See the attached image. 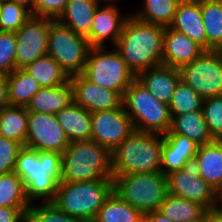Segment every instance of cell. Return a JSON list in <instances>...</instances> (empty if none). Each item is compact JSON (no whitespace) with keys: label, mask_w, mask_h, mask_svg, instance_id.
<instances>
[{"label":"cell","mask_w":222,"mask_h":222,"mask_svg":"<svg viewBox=\"0 0 222 222\" xmlns=\"http://www.w3.org/2000/svg\"><path fill=\"white\" fill-rule=\"evenodd\" d=\"M62 154L23 147L17 156L14 172L23 180L27 200L52 202L61 183Z\"/></svg>","instance_id":"1"},{"label":"cell","mask_w":222,"mask_h":222,"mask_svg":"<svg viewBox=\"0 0 222 222\" xmlns=\"http://www.w3.org/2000/svg\"><path fill=\"white\" fill-rule=\"evenodd\" d=\"M164 31V27L142 22L131 14L125 21L114 47L136 76L162 64Z\"/></svg>","instance_id":"2"},{"label":"cell","mask_w":222,"mask_h":222,"mask_svg":"<svg viewBox=\"0 0 222 222\" xmlns=\"http://www.w3.org/2000/svg\"><path fill=\"white\" fill-rule=\"evenodd\" d=\"M163 135L135 130L112 152L113 179L129 173L161 171Z\"/></svg>","instance_id":"3"},{"label":"cell","mask_w":222,"mask_h":222,"mask_svg":"<svg viewBox=\"0 0 222 222\" xmlns=\"http://www.w3.org/2000/svg\"><path fill=\"white\" fill-rule=\"evenodd\" d=\"M113 178L111 151L95 141H74L62 153L61 182Z\"/></svg>","instance_id":"4"},{"label":"cell","mask_w":222,"mask_h":222,"mask_svg":"<svg viewBox=\"0 0 222 222\" xmlns=\"http://www.w3.org/2000/svg\"><path fill=\"white\" fill-rule=\"evenodd\" d=\"M113 190V178L86 182H61L58 183L57 193L52 202L72 217L84 222H93Z\"/></svg>","instance_id":"5"},{"label":"cell","mask_w":222,"mask_h":222,"mask_svg":"<svg viewBox=\"0 0 222 222\" xmlns=\"http://www.w3.org/2000/svg\"><path fill=\"white\" fill-rule=\"evenodd\" d=\"M122 105L135 130L165 135L172 126L169 105L160 102L137 79L124 93Z\"/></svg>","instance_id":"6"},{"label":"cell","mask_w":222,"mask_h":222,"mask_svg":"<svg viewBox=\"0 0 222 222\" xmlns=\"http://www.w3.org/2000/svg\"><path fill=\"white\" fill-rule=\"evenodd\" d=\"M114 190L144 214L158 211L168 194L167 175L161 171L120 175L114 179Z\"/></svg>","instance_id":"7"},{"label":"cell","mask_w":222,"mask_h":222,"mask_svg":"<svg viewBox=\"0 0 222 222\" xmlns=\"http://www.w3.org/2000/svg\"><path fill=\"white\" fill-rule=\"evenodd\" d=\"M92 47L82 75L94 84L118 92L122 97L136 75L113 46Z\"/></svg>","instance_id":"8"},{"label":"cell","mask_w":222,"mask_h":222,"mask_svg":"<svg viewBox=\"0 0 222 222\" xmlns=\"http://www.w3.org/2000/svg\"><path fill=\"white\" fill-rule=\"evenodd\" d=\"M91 48L86 36L50 18L47 54L69 77L82 74Z\"/></svg>","instance_id":"9"},{"label":"cell","mask_w":222,"mask_h":222,"mask_svg":"<svg viewBox=\"0 0 222 222\" xmlns=\"http://www.w3.org/2000/svg\"><path fill=\"white\" fill-rule=\"evenodd\" d=\"M179 71L181 80L203 99L222 96V55L219 50H205Z\"/></svg>","instance_id":"10"},{"label":"cell","mask_w":222,"mask_h":222,"mask_svg":"<svg viewBox=\"0 0 222 222\" xmlns=\"http://www.w3.org/2000/svg\"><path fill=\"white\" fill-rule=\"evenodd\" d=\"M50 18L31 16L15 32L16 69H23L38 58L47 54Z\"/></svg>","instance_id":"11"},{"label":"cell","mask_w":222,"mask_h":222,"mask_svg":"<svg viewBox=\"0 0 222 222\" xmlns=\"http://www.w3.org/2000/svg\"><path fill=\"white\" fill-rule=\"evenodd\" d=\"M69 143L54 114L29 112L25 147L62 154Z\"/></svg>","instance_id":"12"},{"label":"cell","mask_w":222,"mask_h":222,"mask_svg":"<svg viewBox=\"0 0 222 222\" xmlns=\"http://www.w3.org/2000/svg\"><path fill=\"white\" fill-rule=\"evenodd\" d=\"M91 140L108 148L111 152L135 131L123 105L120 108L96 111L91 114Z\"/></svg>","instance_id":"13"},{"label":"cell","mask_w":222,"mask_h":222,"mask_svg":"<svg viewBox=\"0 0 222 222\" xmlns=\"http://www.w3.org/2000/svg\"><path fill=\"white\" fill-rule=\"evenodd\" d=\"M168 194L203 205L208 211L216 209L217 192L199 175L193 165L167 175Z\"/></svg>","instance_id":"14"},{"label":"cell","mask_w":222,"mask_h":222,"mask_svg":"<svg viewBox=\"0 0 222 222\" xmlns=\"http://www.w3.org/2000/svg\"><path fill=\"white\" fill-rule=\"evenodd\" d=\"M69 82L73 88L74 103L91 113L122 106L123 97L118 92L94 84L82 74L70 76Z\"/></svg>","instance_id":"15"},{"label":"cell","mask_w":222,"mask_h":222,"mask_svg":"<svg viewBox=\"0 0 222 222\" xmlns=\"http://www.w3.org/2000/svg\"><path fill=\"white\" fill-rule=\"evenodd\" d=\"M121 12L116 4H107L98 6L95 11L91 25V31L86 36L92 47H106L111 43L112 47L117 44L118 38L122 32L125 21L130 13ZM108 40V41H107Z\"/></svg>","instance_id":"16"},{"label":"cell","mask_w":222,"mask_h":222,"mask_svg":"<svg viewBox=\"0 0 222 222\" xmlns=\"http://www.w3.org/2000/svg\"><path fill=\"white\" fill-rule=\"evenodd\" d=\"M205 49L187 35L166 27L163 34L162 64L180 69L200 56Z\"/></svg>","instance_id":"17"},{"label":"cell","mask_w":222,"mask_h":222,"mask_svg":"<svg viewBox=\"0 0 222 222\" xmlns=\"http://www.w3.org/2000/svg\"><path fill=\"white\" fill-rule=\"evenodd\" d=\"M161 172L169 175L174 171L193 164L198 145L180 134L163 135Z\"/></svg>","instance_id":"18"},{"label":"cell","mask_w":222,"mask_h":222,"mask_svg":"<svg viewBox=\"0 0 222 222\" xmlns=\"http://www.w3.org/2000/svg\"><path fill=\"white\" fill-rule=\"evenodd\" d=\"M136 79L160 102L169 105L181 75L179 69L161 64L141 71Z\"/></svg>","instance_id":"19"},{"label":"cell","mask_w":222,"mask_h":222,"mask_svg":"<svg viewBox=\"0 0 222 222\" xmlns=\"http://www.w3.org/2000/svg\"><path fill=\"white\" fill-rule=\"evenodd\" d=\"M207 50V36L201 14V0H181L170 26Z\"/></svg>","instance_id":"20"},{"label":"cell","mask_w":222,"mask_h":222,"mask_svg":"<svg viewBox=\"0 0 222 222\" xmlns=\"http://www.w3.org/2000/svg\"><path fill=\"white\" fill-rule=\"evenodd\" d=\"M192 165L217 192L222 187V140L198 146Z\"/></svg>","instance_id":"21"},{"label":"cell","mask_w":222,"mask_h":222,"mask_svg":"<svg viewBox=\"0 0 222 222\" xmlns=\"http://www.w3.org/2000/svg\"><path fill=\"white\" fill-rule=\"evenodd\" d=\"M91 112L76 103L55 114L69 142L89 141L92 135Z\"/></svg>","instance_id":"22"},{"label":"cell","mask_w":222,"mask_h":222,"mask_svg":"<svg viewBox=\"0 0 222 222\" xmlns=\"http://www.w3.org/2000/svg\"><path fill=\"white\" fill-rule=\"evenodd\" d=\"M74 102L73 88L68 82L61 86L41 87L26 106L28 112L56 114Z\"/></svg>","instance_id":"23"},{"label":"cell","mask_w":222,"mask_h":222,"mask_svg":"<svg viewBox=\"0 0 222 222\" xmlns=\"http://www.w3.org/2000/svg\"><path fill=\"white\" fill-rule=\"evenodd\" d=\"M100 4L89 0H69L56 20L75 33L87 36L91 31L95 11Z\"/></svg>","instance_id":"24"},{"label":"cell","mask_w":222,"mask_h":222,"mask_svg":"<svg viewBox=\"0 0 222 222\" xmlns=\"http://www.w3.org/2000/svg\"><path fill=\"white\" fill-rule=\"evenodd\" d=\"M172 126L166 134H180L194 141L198 146L213 142L202 110L180 115H171Z\"/></svg>","instance_id":"25"},{"label":"cell","mask_w":222,"mask_h":222,"mask_svg":"<svg viewBox=\"0 0 222 222\" xmlns=\"http://www.w3.org/2000/svg\"><path fill=\"white\" fill-rule=\"evenodd\" d=\"M181 0H143L141 8L132 10L130 14L136 19L162 26L170 27Z\"/></svg>","instance_id":"26"},{"label":"cell","mask_w":222,"mask_h":222,"mask_svg":"<svg viewBox=\"0 0 222 222\" xmlns=\"http://www.w3.org/2000/svg\"><path fill=\"white\" fill-rule=\"evenodd\" d=\"M144 215L113 190L99 209L93 222H141Z\"/></svg>","instance_id":"27"},{"label":"cell","mask_w":222,"mask_h":222,"mask_svg":"<svg viewBox=\"0 0 222 222\" xmlns=\"http://www.w3.org/2000/svg\"><path fill=\"white\" fill-rule=\"evenodd\" d=\"M29 112L26 107L9 105L0 109V136L25 146Z\"/></svg>","instance_id":"28"},{"label":"cell","mask_w":222,"mask_h":222,"mask_svg":"<svg viewBox=\"0 0 222 222\" xmlns=\"http://www.w3.org/2000/svg\"><path fill=\"white\" fill-rule=\"evenodd\" d=\"M8 84L9 104L26 107L41 86L24 69H15L5 75Z\"/></svg>","instance_id":"29"},{"label":"cell","mask_w":222,"mask_h":222,"mask_svg":"<svg viewBox=\"0 0 222 222\" xmlns=\"http://www.w3.org/2000/svg\"><path fill=\"white\" fill-rule=\"evenodd\" d=\"M158 212L174 222H188L201 219L208 210L194 201L167 194Z\"/></svg>","instance_id":"30"},{"label":"cell","mask_w":222,"mask_h":222,"mask_svg":"<svg viewBox=\"0 0 222 222\" xmlns=\"http://www.w3.org/2000/svg\"><path fill=\"white\" fill-rule=\"evenodd\" d=\"M41 87L61 86L69 82V76L48 54L38 58L23 68Z\"/></svg>","instance_id":"31"},{"label":"cell","mask_w":222,"mask_h":222,"mask_svg":"<svg viewBox=\"0 0 222 222\" xmlns=\"http://www.w3.org/2000/svg\"><path fill=\"white\" fill-rule=\"evenodd\" d=\"M201 14L207 36V50L222 48V2L201 0Z\"/></svg>","instance_id":"32"},{"label":"cell","mask_w":222,"mask_h":222,"mask_svg":"<svg viewBox=\"0 0 222 222\" xmlns=\"http://www.w3.org/2000/svg\"><path fill=\"white\" fill-rule=\"evenodd\" d=\"M23 180L13 171L0 175V206L30 207Z\"/></svg>","instance_id":"33"},{"label":"cell","mask_w":222,"mask_h":222,"mask_svg":"<svg viewBox=\"0 0 222 222\" xmlns=\"http://www.w3.org/2000/svg\"><path fill=\"white\" fill-rule=\"evenodd\" d=\"M203 98L182 80L177 84L169 104L171 115L202 110Z\"/></svg>","instance_id":"34"},{"label":"cell","mask_w":222,"mask_h":222,"mask_svg":"<svg viewBox=\"0 0 222 222\" xmlns=\"http://www.w3.org/2000/svg\"><path fill=\"white\" fill-rule=\"evenodd\" d=\"M32 16V12L23 5L11 1L0 3V31L17 32Z\"/></svg>","instance_id":"35"},{"label":"cell","mask_w":222,"mask_h":222,"mask_svg":"<svg viewBox=\"0 0 222 222\" xmlns=\"http://www.w3.org/2000/svg\"><path fill=\"white\" fill-rule=\"evenodd\" d=\"M27 215L35 222H84L66 214L53 202L32 203Z\"/></svg>","instance_id":"36"},{"label":"cell","mask_w":222,"mask_h":222,"mask_svg":"<svg viewBox=\"0 0 222 222\" xmlns=\"http://www.w3.org/2000/svg\"><path fill=\"white\" fill-rule=\"evenodd\" d=\"M202 112L209 133L215 140H222V96L204 99Z\"/></svg>","instance_id":"37"},{"label":"cell","mask_w":222,"mask_h":222,"mask_svg":"<svg viewBox=\"0 0 222 222\" xmlns=\"http://www.w3.org/2000/svg\"><path fill=\"white\" fill-rule=\"evenodd\" d=\"M17 38L14 32L0 31V72L4 75L16 69Z\"/></svg>","instance_id":"38"},{"label":"cell","mask_w":222,"mask_h":222,"mask_svg":"<svg viewBox=\"0 0 222 222\" xmlns=\"http://www.w3.org/2000/svg\"><path fill=\"white\" fill-rule=\"evenodd\" d=\"M22 148L20 143L0 136V175L15 170L16 159Z\"/></svg>","instance_id":"39"},{"label":"cell","mask_w":222,"mask_h":222,"mask_svg":"<svg viewBox=\"0 0 222 222\" xmlns=\"http://www.w3.org/2000/svg\"><path fill=\"white\" fill-rule=\"evenodd\" d=\"M69 0H36L32 16L57 19Z\"/></svg>","instance_id":"40"},{"label":"cell","mask_w":222,"mask_h":222,"mask_svg":"<svg viewBox=\"0 0 222 222\" xmlns=\"http://www.w3.org/2000/svg\"><path fill=\"white\" fill-rule=\"evenodd\" d=\"M30 207L0 206V222H22Z\"/></svg>","instance_id":"41"},{"label":"cell","mask_w":222,"mask_h":222,"mask_svg":"<svg viewBox=\"0 0 222 222\" xmlns=\"http://www.w3.org/2000/svg\"><path fill=\"white\" fill-rule=\"evenodd\" d=\"M9 105L8 84L5 75L0 72V109Z\"/></svg>","instance_id":"42"},{"label":"cell","mask_w":222,"mask_h":222,"mask_svg":"<svg viewBox=\"0 0 222 222\" xmlns=\"http://www.w3.org/2000/svg\"><path fill=\"white\" fill-rule=\"evenodd\" d=\"M144 219L146 222H174L173 220L163 216L158 211L145 213Z\"/></svg>","instance_id":"43"},{"label":"cell","mask_w":222,"mask_h":222,"mask_svg":"<svg viewBox=\"0 0 222 222\" xmlns=\"http://www.w3.org/2000/svg\"><path fill=\"white\" fill-rule=\"evenodd\" d=\"M205 222H222V215L216 210H209L205 214Z\"/></svg>","instance_id":"44"},{"label":"cell","mask_w":222,"mask_h":222,"mask_svg":"<svg viewBox=\"0 0 222 222\" xmlns=\"http://www.w3.org/2000/svg\"><path fill=\"white\" fill-rule=\"evenodd\" d=\"M10 1L16 4L23 5L33 13L34 4L36 0H10Z\"/></svg>","instance_id":"45"},{"label":"cell","mask_w":222,"mask_h":222,"mask_svg":"<svg viewBox=\"0 0 222 222\" xmlns=\"http://www.w3.org/2000/svg\"><path fill=\"white\" fill-rule=\"evenodd\" d=\"M216 210L222 215V196H218Z\"/></svg>","instance_id":"46"},{"label":"cell","mask_w":222,"mask_h":222,"mask_svg":"<svg viewBox=\"0 0 222 222\" xmlns=\"http://www.w3.org/2000/svg\"><path fill=\"white\" fill-rule=\"evenodd\" d=\"M117 1L120 2L119 0H100V3L116 4Z\"/></svg>","instance_id":"47"},{"label":"cell","mask_w":222,"mask_h":222,"mask_svg":"<svg viewBox=\"0 0 222 222\" xmlns=\"http://www.w3.org/2000/svg\"><path fill=\"white\" fill-rule=\"evenodd\" d=\"M22 222H35V221H33L28 215H26V216L23 218Z\"/></svg>","instance_id":"48"},{"label":"cell","mask_w":222,"mask_h":222,"mask_svg":"<svg viewBox=\"0 0 222 222\" xmlns=\"http://www.w3.org/2000/svg\"><path fill=\"white\" fill-rule=\"evenodd\" d=\"M188 222H205V215L201 219H197L194 221H188Z\"/></svg>","instance_id":"49"},{"label":"cell","mask_w":222,"mask_h":222,"mask_svg":"<svg viewBox=\"0 0 222 222\" xmlns=\"http://www.w3.org/2000/svg\"><path fill=\"white\" fill-rule=\"evenodd\" d=\"M218 196H222V187L217 191Z\"/></svg>","instance_id":"50"},{"label":"cell","mask_w":222,"mask_h":222,"mask_svg":"<svg viewBox=\"0 0 222 222\" xmlns=\"http://www.w3.org/2000/svg\"><path fill=\"white\" fill-rule=\"evenodd\" d=\"M89 1L100 3V0H89Z\"/></svg>","instance_id":"51"},{"label":"cell","mask_w":222,"mask_h":222,"mask_svg":"<svg viewBox=\"0 0 222 222\" xmlns=\"http://www.w3.org/2000/svg\"><path fill=\"white\" fill-rule=\"evenodd\" d=\"M6 1H10V0H0V3L6 2Z\"/></svg>","instance_id":"52"}]
</instances>
